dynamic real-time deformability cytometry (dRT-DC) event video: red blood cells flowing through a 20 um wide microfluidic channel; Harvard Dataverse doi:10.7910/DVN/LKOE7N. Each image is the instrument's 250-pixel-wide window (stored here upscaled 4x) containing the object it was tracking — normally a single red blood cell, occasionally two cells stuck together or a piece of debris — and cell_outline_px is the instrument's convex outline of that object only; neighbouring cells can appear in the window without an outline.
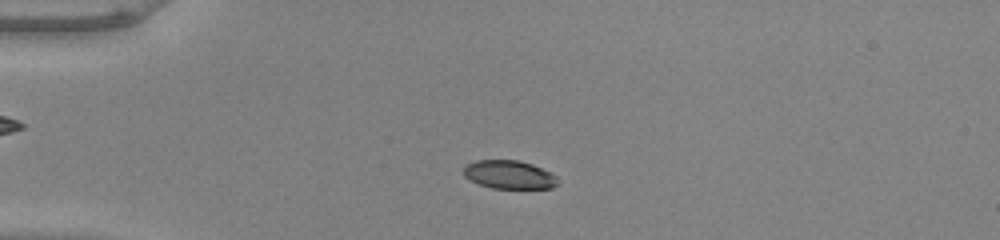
{"species": "common noctule bat (a hibernating species)", "species_latin": "Nyctalus noctula", "temperature_condition": "warm", "stored_images_in_passage": 51, "camera_frame_rate_fps": 3000, "um_per_image_px": 0.085, "animal": {"sex": "male", "body_mass_g": 20.0, "forearm_length_mm": 53.3}, "frame": {"image": 1, "passage_image": 12, "time_ms": 3.667, "image_size_px": [1000, 240], "cell_outline_px": [[560, 180], [552, 188], [492, 188], [468, 180], [464, 176], [464, 168], [468, 164], [476, 160], [516, 160], [532, 164], [556, 176]], "centroid_in_image_um": [43.26, 14.85], "position_along_channel_um": 41.7, "area_um2": 15.43}}
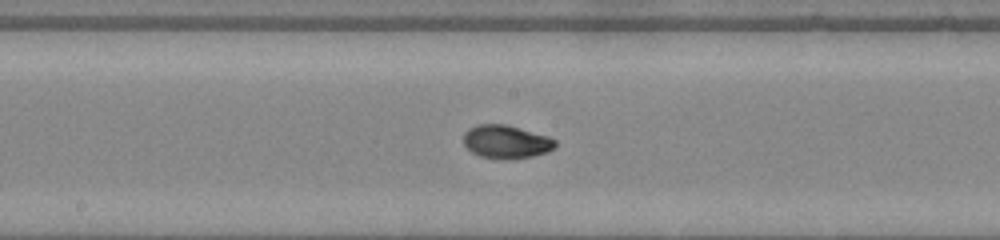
{"frame": {"image": 2, "passage_image": 27, "time_ms": 8.667, "image_size_px": [1000, 240], "cell_outline_px": [[556, 148], [548, 152], [532, 156], [508, 160], [504, 160], [480, 156], [472, 152], [464, 144], [464, 132], [468, 128], [476, 124], [508, 124], [548, 136], [556, 140]], "centroid_in_image_um": [43.04, 12.05], "position_along_channel_um": 205.2, "area_um2": 18.09}}
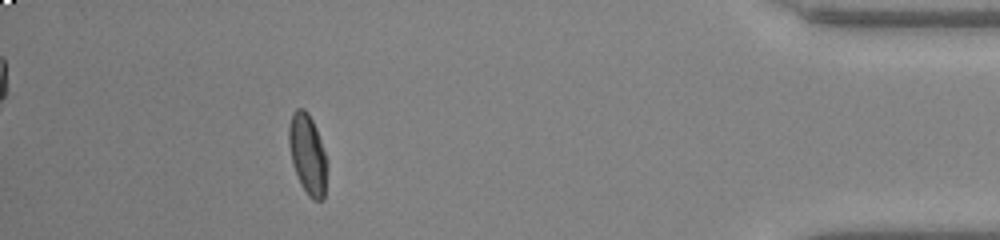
{"frame": {"image": 3, "passage_image": 46, "time_ms": 15.0, "image_size_px": [1000, 240], "cell_outline_px": [[328, 168], [324, 200], [312, 200], [308, 196], [300, 184], [292, 164], [288, 144], [288, 128], [292, 112], [296, 108], [304, 108], [308, 112], [316, 128], [328, 164]], "centroid_in_image_um": [26.14, 13.13], "position_along_channel_um": 409.1, "area_um2": 18.21}, "authors_computed_cell_mechanics": {"area_um2": 17.2244, "velocity_mm_per_s": 3.9855, "shape_relaxation_time_tau1_ms": 3.8103, "shape_relaxation_time_tau2_ms": 0.8721, "deformation_change_tau1": 0.1653, "deformation_change_tau2": 0.0348}}